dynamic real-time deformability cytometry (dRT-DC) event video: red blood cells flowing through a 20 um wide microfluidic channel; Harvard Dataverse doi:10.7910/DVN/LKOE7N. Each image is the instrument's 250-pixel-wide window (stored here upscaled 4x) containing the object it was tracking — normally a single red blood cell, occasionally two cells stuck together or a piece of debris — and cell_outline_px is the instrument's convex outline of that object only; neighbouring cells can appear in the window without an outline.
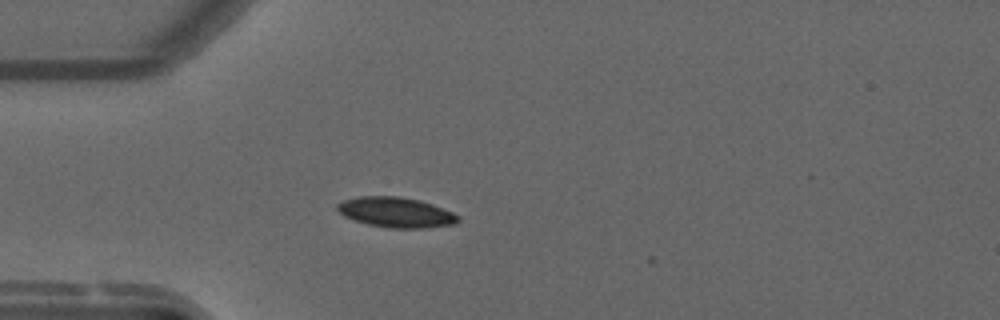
{"species": "common noctule bat (a hibernating species)", "species_latin": "Nyctalus noctula", "temperature_condition": "warm", "stored_images_in_passage": 5, "camera_frame_rate_fps": 3000, "um_per_image_px": 0.085, "animal": {"sex": "male", "forearm_length_mm": 52.5}, "frame": {"image": 1, "passage_image": 1, "time_ms": 0.0, "image_size_px": [1000, 320], "cell_outline_px": [[460, 220], [456, 224], [424, 228], [388, 228], [368, 224], [344, 216], [336, 208], [336, 204], [344, 200], [360, 196], [400, 196], [420, 200], [432, 204], [452, 212], [460, 216]], "centroid_in_image_um": [33.68, 18.05], "position_along_channel_um": 51.3, "area_um2": 21.27}}